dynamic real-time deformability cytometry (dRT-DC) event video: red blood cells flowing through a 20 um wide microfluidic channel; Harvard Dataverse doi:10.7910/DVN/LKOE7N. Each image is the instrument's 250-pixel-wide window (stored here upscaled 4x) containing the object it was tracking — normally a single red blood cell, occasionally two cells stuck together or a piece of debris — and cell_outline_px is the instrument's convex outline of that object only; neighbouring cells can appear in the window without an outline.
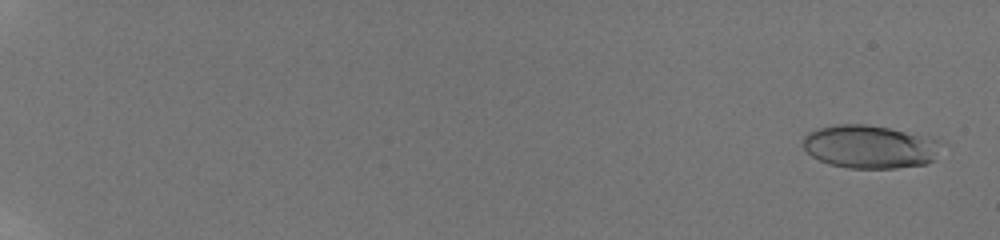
{"species": "human", "species_latin": "Homo sapiens", "temperature_condition": "room temperature", "stored_images_in_passage": 37, "camera_frame_rate_fps": 3000, "um_per_image_px": 0.085, "donor": {"sex": "male"}, "frame": {"image": 1, "passage_image": 1, "time_ms": 0.0, "image_size_px": [1000, 240], "cell_outline_px": [[940, 140], [936, 160], [928, 164], [896, 168], [848, 168], [828, 164], [812, 156], [800, 144], [804, 136], [808, 132], [816, 128], [836, 124], [868, 124], [888, 128], [924, 136]], "centroid_in_image_um": [73.9, 12.47], "position_along_channel_um": 11.1, "area_um2": 35.03}}
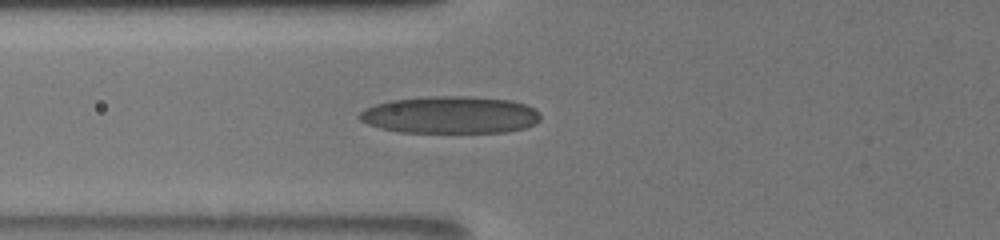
{"frame": {"image": 2, "passage_image": 17, "time_ms": 8.0, "image_size_px": [1000, 240], "cell_outline_px": [[540, 120], [536, 124], [524, 128], [508, 132], [400, 132], [380, 128], [368, 124], [360, 120], [356, 116], [364, 108], [388, 100], [428, 96], [468, 96], [512, 100], [524, 104], [540, 112]], "centroid_in_image_um": [38.26, 9.76], "position_along_channel_um": 87.5, "area_um2": 39.59}}
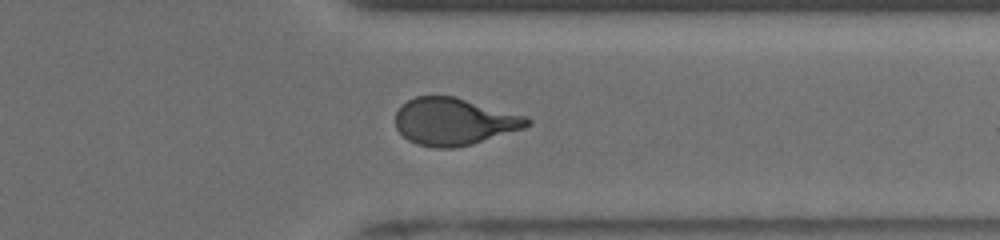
{"frame": {"image": 3, "passage_image": 31, "time_ms": 15.333, "image_size_px": [1000, 240], "cell_outline_px": [[532, 124], [524, 128], [472, 144], [452, 148], [436, 148], [416, 144], [408, 140], [396, 128], [396, 112], [400, 104], [416, 96], [456, 96], [528, 116], [532, 120]], "centroid_in_image_um": [38.61, 10.32], "position_along_channel_um": 372.8, "area_um2": 36.53}, "authors_computed_cell_mechanics": {"area_um2": 36.0094, "velocity_mm_per_s": 3.8869, "shape_relaxation_time_tau1_ms": 6.555, "shape_relaxation_time_tau2_ms": 1.0137, "deformation_change_tau1": 0.2169, "deformation_change_tau2": 0.0876}}